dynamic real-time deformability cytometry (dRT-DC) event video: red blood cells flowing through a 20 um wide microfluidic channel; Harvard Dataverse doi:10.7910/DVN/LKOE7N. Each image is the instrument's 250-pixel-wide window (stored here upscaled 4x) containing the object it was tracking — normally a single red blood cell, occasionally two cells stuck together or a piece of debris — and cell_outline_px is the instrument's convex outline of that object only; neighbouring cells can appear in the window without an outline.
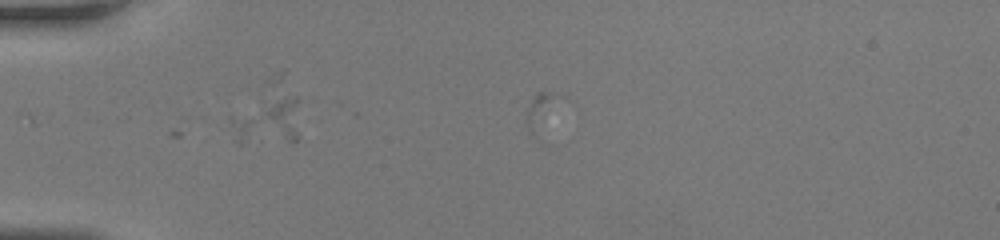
{"species": "human", "species_latin": "Homo sapiens", "temperature_condition": "room temperature", "stored_images_in_passage": 5, "camera_frame_rate_fps": 3000, "um_per_image_px": 0.085, "donor": {"sex": "female"}, "frame": {"image": 1, "passage_image": 1, "time_ms": 0.0, "image_size_px": [1000, 240], "cell_outline_px": [[304, 100], [296, 140], [292, 144], [236, 144], [228, 120], [228, 116], [260, 100], [288, 96], [296, 96]], "centroid_in_image_um": [22.77, 10.34], "position_along_channel_um": 62.2, "area_um2": 20.92}}
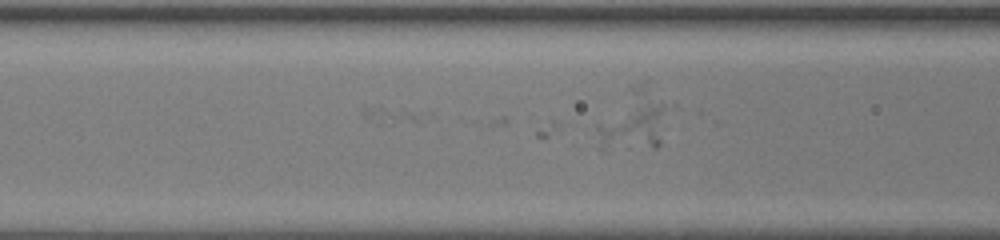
{"frame": {"image": 2, "passage_image": 5, "time_ms": 1.333, "image_size_px": [1000, 240], "cell_outline_px": [[668, 108], [660, 144], [656, 148], [600, 148], [596, 128], [596, 124], [644, 104], [660, 104]], "centroid_in_image_um": [53.87, 10.9], "position_along_channel_um": 112.7, "area_um2": 17.69}}